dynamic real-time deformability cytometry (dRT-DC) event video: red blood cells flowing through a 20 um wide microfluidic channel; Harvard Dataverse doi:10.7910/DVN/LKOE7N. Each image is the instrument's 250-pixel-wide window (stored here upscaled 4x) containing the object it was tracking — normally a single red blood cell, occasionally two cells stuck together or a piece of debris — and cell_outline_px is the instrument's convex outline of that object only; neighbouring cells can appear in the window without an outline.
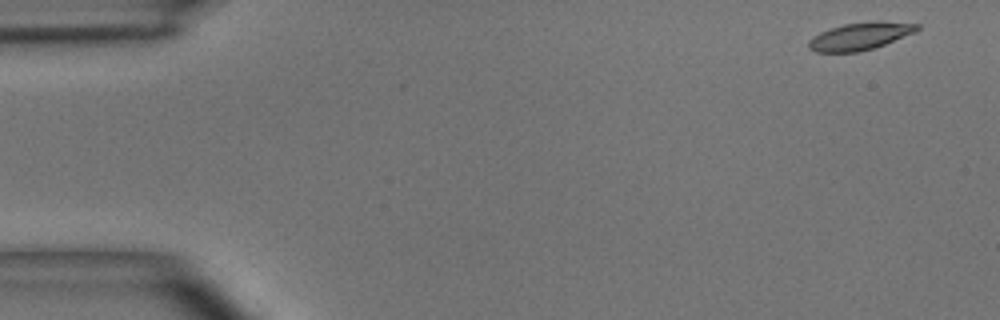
{"species": "common noctule bat (a hibernating species)", "species_latin": "Nyctalus noctula", "temperature_condition": "room temperature", "stored_images_in_passage": 49, "camera_frame_rate_fps": 3000, "um_per_image_px": 0.085, "animal": {"sex": "male", "body_mass_g": 15.6}, "frame": {"image": 1, "passage_image": 1, "time_ms": 0.0, "image_size_px": [1000, 320], "cell_outline_px": [[920, 28], [916, 32], [884, 44], [860, 52], [816, 52], [808, 48], [808, 40], [812, 36], [820, 32], [844, 24], [872, 20], [876, 20], [920, 24]], "centroid_in_image_um": [73.11, 3.06], "position_along_channel_um": 11.9, "area_um2": 17.46}}
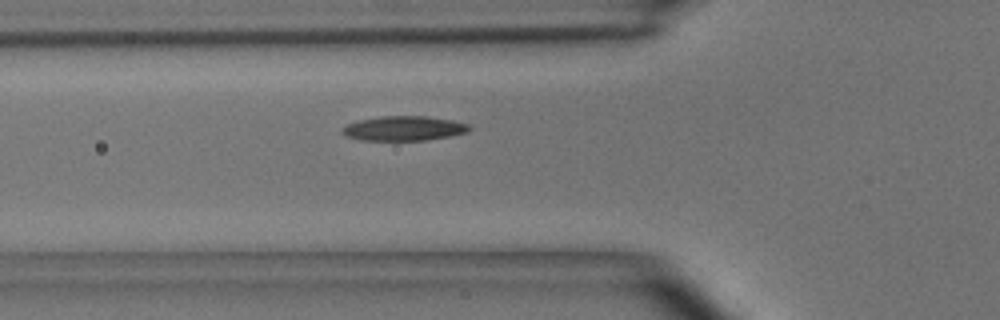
{"frame": {"image": 2, "passage_image": 16, "time_ms": 5.0, "image_size_px": [1000, 320], "cell_outline_px": [[472, 128], [468, 132], [452, 136], [424, 140], [360, 140], [344, 136], [340, 132], [340, 128], [356, 120], [384, 116], [428, 116], [452, 120], [468, 124]], "centroid_in_image_um": [34.3, 10.91], "position_along_channel_um": 91.5, "area_um2": 18.44}}
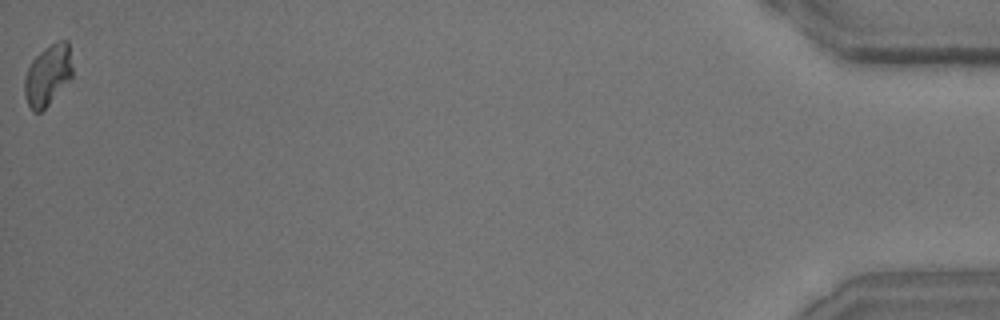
{"frame": {"image": 3, "passage_image": 49, "time_ms": 16.0, "image_size_px": [1000, 320], "cell_outline_px": [[72, 80], [40, 112], [32, 112], [28, 104], [24, 92], [24, 76], [32, 60], [44, 48], [56, 40], [68, 40], [72, 68]], "centroid_in_image_um": [4.07, 6.38], "position_along_channel_um": 431.1, "area_um2": 17.17}, "authors_computed_cell_mechanics": {"area_um2": 17.629, "velocity_mm_per_s": 3.9309, "shape_relaxation_time_tau1_ms": 4.3699, "shape_relaxation_time_tau2_ms": null, "deformation_change_tau1": 0.1382, "deformation_change_tau2": null}}